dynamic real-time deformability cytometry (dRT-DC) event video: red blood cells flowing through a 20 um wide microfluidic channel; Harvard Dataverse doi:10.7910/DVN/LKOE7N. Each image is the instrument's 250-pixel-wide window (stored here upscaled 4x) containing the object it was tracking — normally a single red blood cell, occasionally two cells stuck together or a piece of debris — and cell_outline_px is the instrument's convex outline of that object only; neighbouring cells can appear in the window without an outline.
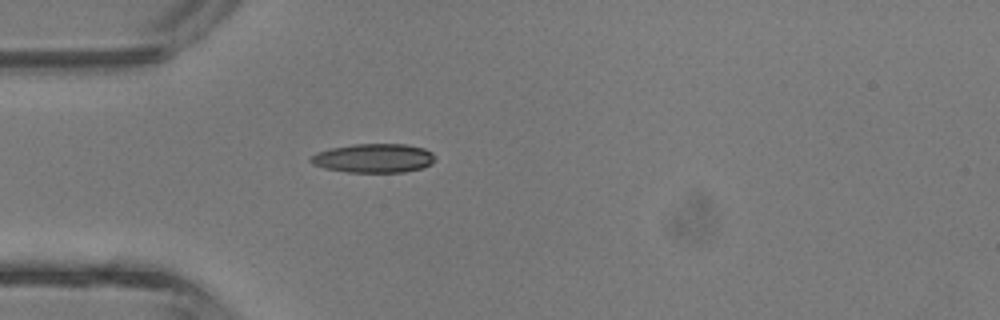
{"species": "common noctule bat (a hibernating species)", "species_latin": "Nyctalus noctula", "temperature_condition": "room temperature", "stored_images_in_passage": 28, "camera_frame_rate_fps": 3000, "um_per_image_px": 0.085, "animal": {"sex": "male", "body_mass_g": 13.3}, "frame": {"image": 1, "passage_image": 1, "time_ms": 0.0, "image_size_px": [1000, 320], "cell_outline_px": [[432, 164], [420, 168], [404, 172], [348, 172], [324, 168], [312, 164], [308, 160], [316, 152], [332, 148], [352, 144], [404, 144], [424, 148], [432, 152]], "centroid_in_image_um": [31.72, 13.44], "position_along_channel_um": 53.3, "area_um2": 20.87}}
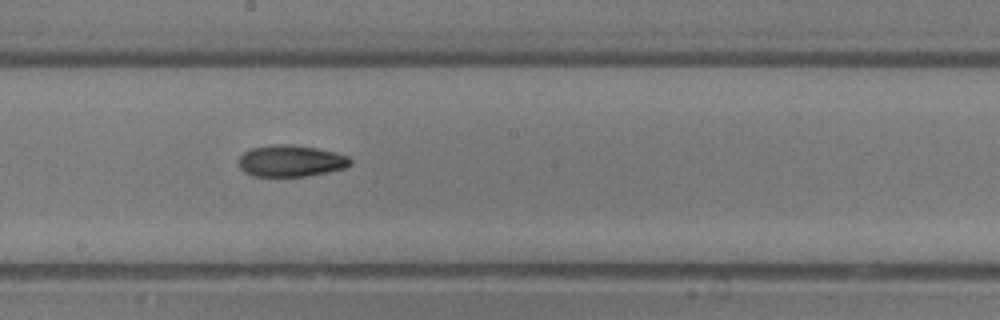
{"frame": {"image": 2, "passage_image": 12, "time_ms": 3.667, "image_size_px": [1000, 320], "cell_outline_px": [[352, 164], [344, 168], [328, 172], [308, 176], [252, 176], [244, 172], [240, 168], [240, 156], [244, 152], [252, 148], [272, 144], [292, 144], [316, 148], [336, 152], [348, 156], [352, 160]], "centroid_in_image_um": [24.74, 13.67], "position_along_channel_um": 223.5, "area_um2": 20.63}}
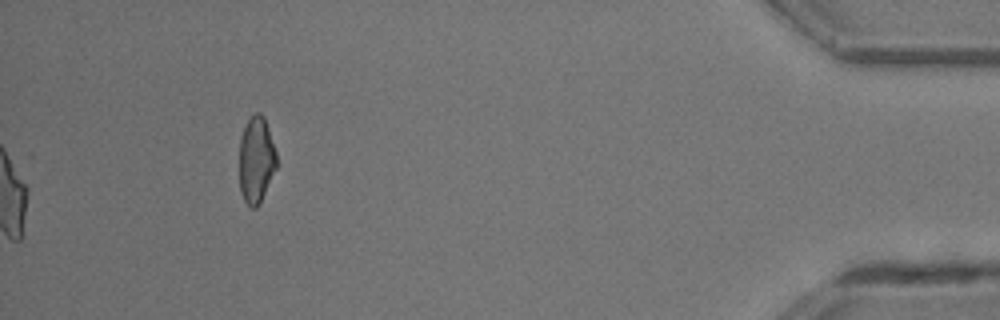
{"frame": {"image": 3, "passage_image": 28, "time_ms": 9.0, "image_size_px": [1000, 320], "cell_outline_px": [[276, 168], [260, 204], [256, 208], [252, 208], [244, 200], [240, 192], [240, 136], [252, 112], [260, 112], [264, 116], [276, 152]], "centroid_in_image_um": [21.77, 13.58], "position_along_channel_um": 413.4, "area_um2": 18.79}, "authors_computed_cell_mechanics": {"area_um2": 20.4323, "velocity_mm_per_s": 4.8377, "shape_relaxation_time_tau1_ms": 7.3932, "shape_relaxation_time_tau2_ms": null, "deformation_change_tau1": 0.2161, "deformation_change_tau2": null}}